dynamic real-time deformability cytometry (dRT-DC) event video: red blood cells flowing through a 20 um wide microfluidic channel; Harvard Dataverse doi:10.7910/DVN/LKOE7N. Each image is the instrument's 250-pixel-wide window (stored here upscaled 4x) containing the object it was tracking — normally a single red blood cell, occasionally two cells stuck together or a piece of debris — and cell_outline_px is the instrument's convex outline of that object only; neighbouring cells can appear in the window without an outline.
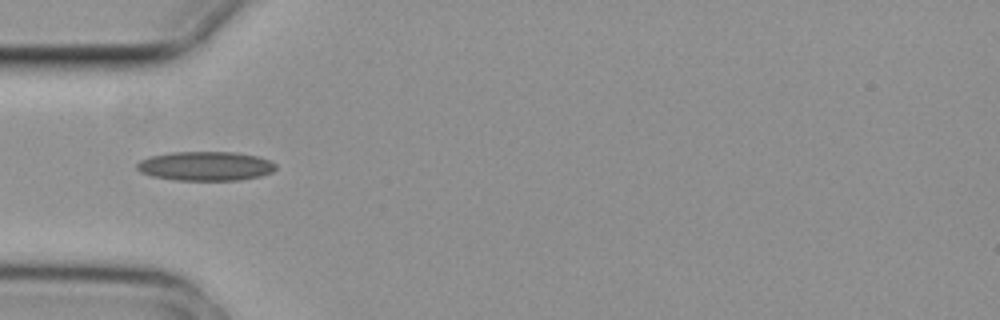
{"species": "common noctule bat (a hibernating species)", "species_latin": "Nyctalus noctula", "temperature_condition": "cold", "stored_images_in_passage": 5, "camera_frame_rate_fps": 3000, "um_per_image_px": 0.085, "animal": {"sex": "female", "body_mass_g": 29.2, "forearm_length_mm": 56.3}, "frame": {"image": 1, "passage_image": 3, "time_ms": 0.667, "image_size_px": [1000, 320], "cell_outline_px": [[276, 168], [272, 172], [260, 176], [240, 180], [172, 180], [152, 176], [140, 172], [136, 168], [136, 164], [140, 160], [148, 156], [172, 152], [236, 152], [256, 156], [268, 160], [276, 164]], "centroid_in_image_um": [17.43, 14.12], "position_along_channel_um": 67.6, "area_um2": 23.76}}
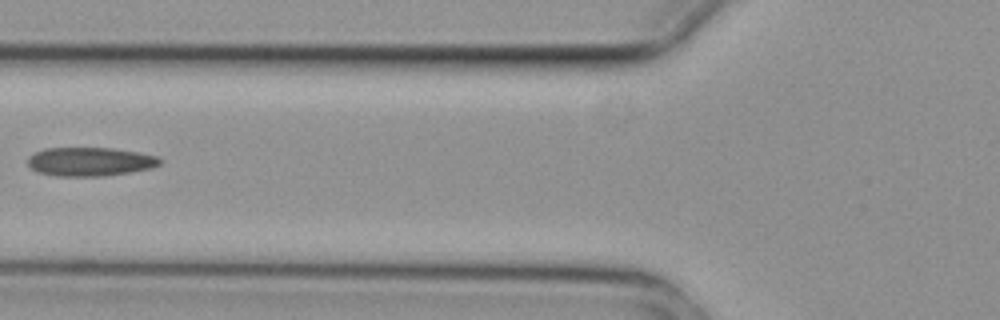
{"frame": {"image": 2, "passage_image": 4, "time_ms": 1.0, "image_size_px": [1000, 320], "cell_outline_px": [[160, 164], [152, 168], [132, 172], [104, 176], [56, 176], [36, 172], [28, 164], [28, 156], [44, 148], [112, 148], [136, 152], [156, 156], [160, 160]], "centroid_in_image_um": [7.63, 13.75], "position_along_channel_um": 118.2, "area_um2": 22.14}}
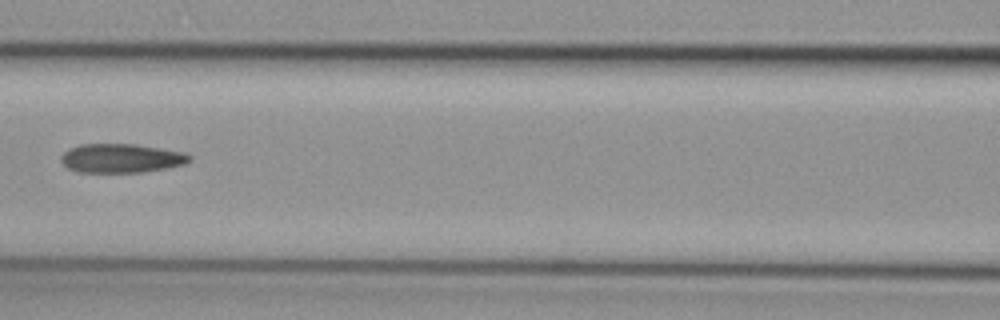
{"frame": {"image": 3, "passage_image": 5, "time_ms": 1.333, "image_size_px": [1000, 320], "cell_outline_px": [[192, 160], [184, 164], [168, 168], [140, 172], [76, 172], [68, 168], [60, 160], [60, 156], [68, 148], [80, 144], [136, 144], [184, 152], [192, 156]], "centroid_in_image_um": [10.3, 13.44], "position_along_channel_um": 156.3, "area_um2": 21.85}}